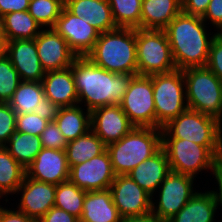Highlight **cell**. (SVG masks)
Masks as SVG:
<instances>
[{
    "label": "cell",
    "mask_w": 222,
    "mask_h": 222,
    "mask_svg": "<svg viewBox=\"0 0 222 222\" xmlns=\"http://www.w3.org/2000/svg\"><path fill=\"white\" fill-rule=\"evenodd\" d=\"M72 74L78 105L84 101L90 112L98 107L120 105L134 75L116 74L94 65L87 57H77Z\"/></svg>",
    "instance_id": "obj_1"
},
{
    "label": "cell",
    "mask_w": 222,
    "mask_h": 222,
    "mask_svg": "<svg viewBox=\"0 0 222 222\" xmlns=\"http://www.w3.org/2000/svg\"><path fill=\"white\" fill-rule=\"evenodd\" d=\"M205 25L202 17L181 11L163 29L177 69L206 67L210 44L217 33L209 37Z\"/></svg>",
    "instance_id": "obj_2"
},
{
    "label": "cell",
    "mask_w": 222,
    "mask_h": 222,
    "mask_svg": "<svg viewBox=\"0 0 222 222\" xmlns=\"http://www.w3.org/2000/svg\"><path fill=\"white\" fill-rule=\"evenodd\" d=\"M86 57L109 72L138 75L136 29L118 27L99 34L94 48Z\"/></svg>",
    "instance_id": "obj_3"
},
{
    "label": "cell",
    "mask_w": 222,
    "mask_h": 222,
    "mask_svg": "<svg viewBox=\"0 0 222 222\" xmlns=\"http://www.w3.org/2000/svg\"><path fill=\"white\" fill-rule=\"evenodd\" d=\"M162 147L161 128L133 127L119 141L106 146L116 175H127Z\"/></svg>",
    "instance_id": "obj_4"
},
{
    "label": "cell",
    "mask_w": 222,
    "mask_h": 222,
    "mask_svg": "<svg viewBox=\"0 0 222 222\" xmlns=\"http://www.w3.org/2000/svg\"><path fill=\"white\" fill-rule=\"evenodd\" d=\"M188 109L222 122V81L207 67L183 69Z\"/></svg>",
    "instance_id": "obj_5"
},
{
    "label": "cell",
    "mask_w": 222,
    "mask_h": 222,
    "mask_svg": "<svg viewBox=\"0 0 222 222\" xmlns=\"http://www.w3.org/2000/svg\"><path fill=\"white\" fill-rule=\"evenodd\" d=\"M221 125L215 117L187 109L161 128L162 139H186L203 146H222Z\"/></svg>",
    "instance_id": "obj_6"
},
{
    "label": "cell",
    "mask_w": 222,
    "mask_h": 222,
    "mask_svg": "<svg viewBox=\"0 0 222 222\" xmlns=\"http://www.w3.org/2000/svg\"><path fill=\"white\" fill-rule=\"evenodd\" d=\"M138 75L151 76L176 70L164 30L136 28Z\"/></svg>",
    "instance_id": "obj_7"
},
{
    "label": "cell",
    "mask_w": 222,
    "mask_h": 222,
    "mask_svg": "<svg viewBox=\"0 0 222 222\" xmlns=\"http://www.w3.org/2000/svg\"><path fill=\"white\" fill-rule=\"evenodd\" d=\"M156 128H162L170 120L188 109L183 71L152 75ZM185 103V104H184Z\"/></svg>",
    "instance_id": "obj_8"
},
{
    "label": "cell",
    "mask_w": 222,
    "mask_h": 222,
    "mask_svg": "<svg viewBox=\"0 0 222 222\" xmlns=\"http://www.w3.org/2000/svg\"><path fill=\"white\" fill-rule=\"evenodd\" d=\"M170 171L196 177L202 170L212 172L215 155L222 146H203L186 139H162Z\"/></svg>",
    "instance_id": "obj_9"
},
{
    "label": "cell",
    "mask_w": 222,
    "mask_h": 222,
    "mask_svg": "<svg viewBox=\"0 0 222 222\" xmlns=\"http://www.w3.org/2000/svg\"><path fill=\"white\" fill-rule=\"evenodd\" d=\"M120 106L134 127L156 128L152 75L134 76Z\"/></svg>",
    "instance_id": "obj_10"
},
{
    "label": "cell",
    "mask_w": 222,
    "mask_h": 222,
    "mask_svg": "<svg viewBox=\"0 0 222 222\" xmlns=\"http://www.w3.org/2000/svg\"><path fill=\"white\" fill-rule=\"evenodd\" d=\"M194 177L170 171L159 186L158 206L152 200L151 212L167 222L176 215L196 193L193 190ZM157 207V208H156Z\"/></svg>",
    "instance_id": "obj_11"
},
{
    "label": "cell",
    "mask_w": 222,
    "mask_h": 222,
    "mask_svg": "<svg viewBox=\"0 0 222 222\" xmlns=\"http://www.w3.org/2000/svg\"><path fill=\"white\" fill-rule=\"evenodd\" d=\"M109 190L113 203L122 218L142 216L151 212L152 196L128 174L116 175Z\"/></svg>",
    "instance_id": "obj_12"
},
{
    "label": "cell",
    "mask_w": 222,
    "mask_h": 222,
    "mask_svg": "<svg viewBox=\"0 0 222 222\" xmlns=\"http://www.w3.org/2000/svg\"><path fill=\"white\" fill-rule=\"evenodd\" d=\"M115 177L110 155L105 149L100 155L72 166L69 180L80 189L90 192L109 189Z\"/></svg>",
    "instance_id": "obj_13"
},
{
    "label": "cell",
    "mask_w": 222,
    "mask_h": 222,
    "mask_svg": "<svg viewBox=\"0 0 222 222\" xmlns=\"http://www.w3.org/2000/svg\"><path fill=\"white\" fill-rule=\"evenodd\" d=\"M53 29L61 35L77 57H86L94 48L99 32L89 25L85 19L62 8Z\"/></svg>",
    "instance_id": "obj_14"
},
{
    "label": "cell",
    "mask_w": 222,
    "mask_h": 222,
    "mask_svg": "<svg viewBox=\"0 0 222 222\" xmlns=\"http://www.w3.org/2000/svg\"><path fill=\"white\" fill-rule=\"evenodd\" d=\"M34 40L40 63L46 72L71 67L77 58L67 41L53 28L41 29Z\"/></svg>",
    "instance_id": "obj_15"
},
{
    "label": "cell",
    "mask_w": 222,
    "mask_h": 222,
    "mask_svg": "<svg viewBox=\"0 0 222 222\" xmlns=\"http://www.w3.org/2000/svg\"><path fill=\"white\" fill-rule=\"evenodd\" d=\"M70 168L65 150L42 148L26 168V176L49 184L57 185L69 180Z\"/></svg>",
    "instance_id": "obj_16"
},
{
    "label": "cell",
    "mask_w": 222,
    "mask_h": 222,
    "mask_svg": "<svg viewBox=\"0 0 222 222\" xmlns=\"http://www.w3.org/2000/svg\"><path fill=\"white\" fill-rule=\"evenodd\" d=\"M133 127L120 105L102 106L91 111V130L106 146L119 141Z\"/></svg>",
    "instance_id": "obj_17"
},
{
    "label": "cell",
    "mask_w": 222,
    "mask_h": 222,
    "mask_svg": "<svg viewBox=\"0 0 222 222\" xmlns=\"http://www.w3.org/2000/svg\"><path fill=\"white\" fill-rule=\"evenodd\" d=\"M22 191L18 210L37 221L42 218L55 203L56 185L33 180L25 175L16 193Z\"/></svg>",
    "instance_id": "obj_18"
},
{
    "label": "cell",
    "mask_w": 222,
    "mask_h": 222,
    "mask_svg": "<svg viewBox=\"0 0 222 222\" xmlns=\"http://www.w3.org/2000/svg\"><path fill=\"white\" fill-rule=\"evenodd\" d=\"M6 56L17 70L21 81L42 82L46 71L40 63L34 39L7 41Z\"/></svg>",
    "instance_id": "obj_19"
},
{
    "label": "cell",
    "mask_w": 222,
    "mask_h": 222,
    "mask_svg": "<svg viewBox=\"0 0 222 222\" xmlns=\"http://www.w3.org/2000/svg\"><path fill=\"white\" fill-rule=\"evenodd\" d=\"M64 7L83 18L100 34L117 29L108 0H64Z\"/></svg>",
    "instance_id": "obj_20"
},
{
    "label": "cell",
    "mask_w": 222,
    "mask_h": 222,
    "mask_svg": "<svg viewBox=\"0 0 222 222\" xmlns=\"http://www.w3.org/2000/svg\"><path fill=\"white\" fill-rule=\"evenodd\" d=\"M45 97L59 107L78 105V93L72 67L48 71L42 79Z\"/></svg>",
    "instance_id": "obj_21"
},
{
    "label": "cell",
    "mask_w": 222,
    "mask_h": 222,
    "mask_svg": "<svg viewBox=\"0 0 222 222\" xmlns=\"http://www.w3.org/2000/svg\"><path fill=\"white\" fill-rule=\"evenodd\" d=\"M170 172L169 162L161 147L154 155L140 163L128 175L152 197Z\"/></svg>",
    "instance_id": "obj_22"
},
{
    "label": "cell",
    "mask_w": 222,
    "mask_h": 222,
    "mask_svg": "<svg viewBox=\"0 0 222 222\" xmlns=\"http://www.w3.org/2000/svg\"><path fill=\"white\" fill-rule=\"evenodd\" d=\"M109 189L86 192L79 222H121Z\"/></svg>",
    "instance_id": "obj_23"
},
{
    "label": "cell",
    "mask_w": 222,
    "mask_h": 222,
    "mask_svg": "<svg viewBox=\"0 0 222 222\" xmlns=\"http://www.w3.org/2000/svg\"><path fill=\"white\" fill-rule=\"evenodd\" d=\"M181 11V0H142L141 29L163 30Z\"/></svg>",
    "instance_id": "obj_24"
},
{
    "label": "cell",
    "mask_w": 222,
    "mask_h": 222,
    "mask_svg": "<svg viewBox=\"0 0 222 222\" xmlns=\"http://www.w3.org/2000/svg\"><path fill=\"white\" fill-rule=\"evenodd\" d=\"M219 204L211 191L196 192L187 204L167 222H213Z\"/></svg>",
    "instance_id": "obj_25"
},
{
    "label": "cell",
    "mask_w": 222,
    "mask_h": 222,
    "mask_svg": "<svg viewBox=\"0 0 222 222\" xmlns=\"http://www.w3.org/2000/svg\"><path fill=\"white\" fill-rule=\"evenodd\" d=\"M79 105L72 107H60L55 123L63 136L69 141L77 139L91 130V112L83 113Z\"/></svg>",
    "instance_id": "obj_26"
},
{
    "label": "cell",
    "mask_w": 222,
    "mask_h": 222,
    "mask_svg": "<svg viewBox=\"0 0 222 222\" xmlns=\"http://www.w3.org/2000/svg\"><path fill=\"white\" fill-rule=\"evenodd\" d=\"M105 149L106 145L103 141L92 130H89L84 135L68 142L65 152L69 168L100 155Z\"/></svg>",
    "instance_id": "obj_27"
},
{
    "label": "cell",
    "mask_w": 222,
    "mask_h": 222,
    "mask_svg": "<svg viewBox=\"0 0 222 222\" xmlns=\"http://www.w3.org/2000/svg\"><path fill=\"white\" fill-rule=\"evenodd\" d=\"M4 147L25 169L32 163L43 148L40 136L21 133L17 130L11 134L10 139Z\"/></svg>",
    "instance_id": "obj_28"
},
{
    "label": "cell",
    "mask_w": 222,
    "mask_h": 222,
    "mask_svg": "<svg viewBox=\"0 0 222 222\" xmlns=\"http://www.w3.org/2000/svg\"><path fill=\"white\" fill-rule=\"evenodd\" d=\"M4 24L7 41L35 39L43 29L28 11L5 14Z\"/></svg>",
    "instance_id": "obj_29"
},
{
    "label": "cell",
    "mask_w": 222,
    "mask_h": 222,
    "mask_svg": "<svg viewBox=\"0 0 222 222\" xmlns=\"http://www.w3.org/2000/svg\"><path fill=\"white\" fill-rule=\"evenodd\" d=\"M26 175L23 168L8 152L0 146V198L7 194H15Z\"/></svg>",
    "instance_id": "obj_30"
},
{
    "label": "cell",
    "mask_w": 222,
    "mask_h": 222,
    "mask_svg": "<svg viewBox=\"0 0 222 222\" xmlns=\"http://www.w3.org/2000/svg\"><path fill=\"white\" fill-rule=\"evenodd\" d=\"M44 96L42 82L21 81L8 103L16 114L33 113Z\"/></svg>",
    "instance_id": "obj_31"
},
{
    "label": "cell",
    "mask_w": 222,
    "mask_h": 222,
    "mask_svg": "<svg viewBox=\"0 0 222 222\" xmlns=\"http://www.w3.org/2000/svg\"><path fill=\"white\" fill-rule=\"evenodd\" d=\"M85 196V190L67 180L56 185L54 206L80 218Z\"/></svg>",
    "instance_id": "obj_32"
},
{
    "label": "cell",
    "mask_w": 222,
    "mask_h": 222,
    "mask_svg": "<svg viewBox=\"0 0 222 222\" xmlns=\"http://www.w3.org/2000/svg\"><path fill=\"white\" fill-rule=\"evenodd\" d=\"M117 27L141 29L142 0H108Z\"/></svg>",
    "instance_id": "obj_33"
},
{
    "label": "cell",
    "mask_w": 222,
    "mask_h": 222,
    "mask_svg": "<svg viewBox=\"0 0 222 222\" xmlns=\"http://www.w3.org/2000/svg\"><path fill=\"white\" fill-rule=\"evenodd\" d=\"M63 7L64 0H30L28 12L41 27L53 28Z\"/></svg>",
    "instance_id": "obj_34"
},
{
    "label": "cell",
    "mask_w": 222,
    "mask_h": 222,
    "mask_svg": "<svg viewBox=\"0 0 222 222\" xmlns=\"http://www.w3.org/2000/svg\"><path fill=\"white\" fill-rule=\"evenodd\" d=\"M21 79L10 59L5 56L0 59V102L8 103Z\"/></svg>",
    "instance_id": "obj_35"
},
{
    "label": "cell",
    "mask_w": 222,
    "mask_h": 222,
    "mask_svg": "<svg viewBox=\"0 0 222 222\" xmlns=\"http://www.w3.org/2000/svg\"><path fill=\"white\" fill-rule=\"evenodd\" d=\"M48 123L35 113L16 114V130L21 133L40 136Z\"/></svg>",
    "instance_id": "obj_36"
},
{
    "label": "cell",
    "mask_w": 222,
    "mask_h": 222,
    "mask_svg": "<svg viewBox=\"0 0 222 222\" xmlns=\"http://www.w3.org/2000/svg\"><path fill=\"white\" fill-rule=\"evenodd\" d=\"M16 130V112L9 103L0 102V146L6 145Z\"/></svg>",
    "instance_id": "obj_37"
},
{
    "label": "cell",
    "mask_w": 222,
    "mask_h": 222,
    "mask_svg": "<svg viewBox=\"0 0 222 222\" xmlns=\"http://www.w3.org/2000/svg\"><path fill=\"white\" fill-rule=\"evenodd\" d=\"M40 138L43 148L65 150L68 145V140L63 136L55 121L47 124Z\"/></svg>",
    "instance_id": "obj_38"
},
{
    "label": "cell",
    "mask_w": 222,
    "mask_h": 222,
    "mask_svg": "<svg viewBox=\"0 0 222 222\" xmlns=\"http://www.w3.org/2000/svg\"><path fill=\"white\" fill-rule=\"evenodd\" d=\"M206 67L222 81V33H217L211 41Z\"/></svg>",
    "instance_id": "obj_39"
},
{
    "label": "cell",
    "mask_w": 222,
    "mask_h": 222,
    "mask_svg": "<svg viewBox=\"0 0 222 222\" xmlns=\"http://www.w3.org/2000/svg\"><path fill=\"white\" fill-rule=\"evenodd\" d=\"M202 19L204 22L211 21L212 25L217 27V33H222V0H210Z\"/></svg>",
    "instance_id": "obj_40"
},
{
    "label": "cell",
    "mask_w": 222,
    "mask_h": 222,
    "mask_svg": "<svg viewBox=\"0 0 222 222\" xmlns=\"http://www.w3.org/2000/svg\"><path fill=\"white\" fill-rule=\"evenodd\" d=\"M59 109L60 107L57 104L52 103L47 97L44 96L38 105L33 108V113L48 120L49 122H53L58 115Z\"/></svg>",
    "instance_id": "obj_41"
},
{
    "label": "cell",
    "mask_w": 222,
    "mask_h": 222,
    "mask_svg": "<svg viewBox=\"0 0 222 222\" xmlns=\"http://www.w3.org/2000/svg\"><path fill=\"white\" fill-rule=\"evenodd\" d=\"M38 222H79V218L54 206Z\"/></svg>",
    "instance_id": "obj_42"
},
{
    "label": "cell",
    "mask_w": 222,
    "mask_h": 222,
    "mask_svg": "<svg viewBox=\"0 0 222 222\" xmlns=\"http://www.w3.org/2000/svg\"><path fill=\"white\" fill-rule=\"evenodd\" d=\"M182 12L203 17L207 11L210 0H181Z\"/></svg>",
    "instance_id": "obj_43"
},
{
    "label": "cell",
    "mask_w": 222,
    "mask_h": 222,
    "mask_svg": "<svg viewBox=\"0 0 222 222\" xmlns=\"http://www.w3.org/2000/svg\"><path fill=\"white\" fill-rule=\"evenodd\" d=\"M30 0H0V14L28 11Z\"/></svg>",
    "instance_id": "obj_44"
},
{
    "label": "cell",
    "mask_w": 222,
    "mask_h": 222,
    "mask_svg": "<svg viewBox=\"0 0 222 222\" xmlns=\"http://www.w3.org/2000/svg\"><path fill=\"white\" fill-rule=\"evenodd\" d=\"M0 222H38L19 210H7L0 205Z\"/></svg>",
    "instance_id": "obj_45"
},
{
    "label": "cell",
    "mask_w": 222,
    "mask_h": 222,
    "mask_svg": "<svg viewBox=\"0 0 222 222\" xmlns=\"http://www.w3.org/2000/svg\"><path fill=\"white\" fill-rule=\"evenodd\" d=\"M212 172L219 185V193L215 191H212V193L215 195L218 204L222 206V150L214 157Z\"/></svg>",
    "instance_id": "obj_46"
},
{
    "label": "cell",
    "mask_w": 222,
    "mask_h": 222,
    "mask_svg": "<svg viewBox=\"0 0 222 222\" xmlns=\"http://www.w3.org/2000/svg\"><path fill=\"white\" fill-rule=\"evenodd\" d=\"M121 222H164V221L160 220L152 212H149L142 216H132V217L122 218Z\"/></svg>",
    "instance_id": "obj_47"
},
{
    "label": "cell",
    "mask_w": 222,
    "mask_h": 222,
    "mask_svg": "<svg viewBox=\"0 0 222 222\" xmlns=\"http://www.w3.org/2000/svg\"><path fill=\"white\" fill-rule=\"evenodd\" d=\"M7 52V39L0 38V59L6 56Z\"/></svg>",
    "instance_id": "obj_48"
},
{
    "label": "cell",
    "mask_w": 222,
    "mask_h": 222,
    "mask_svg": "<svg viewBox=\"0 0 222 222\" xmlns=\"http://www.w3.org/2000/svg\"><path fill=\"white\" fill-rule=\"evenodd\" d=\"M0 38H6L4 16L0 14Z\"/></svg>",
    "instance_id": "obj_49"
}]
</instances>
